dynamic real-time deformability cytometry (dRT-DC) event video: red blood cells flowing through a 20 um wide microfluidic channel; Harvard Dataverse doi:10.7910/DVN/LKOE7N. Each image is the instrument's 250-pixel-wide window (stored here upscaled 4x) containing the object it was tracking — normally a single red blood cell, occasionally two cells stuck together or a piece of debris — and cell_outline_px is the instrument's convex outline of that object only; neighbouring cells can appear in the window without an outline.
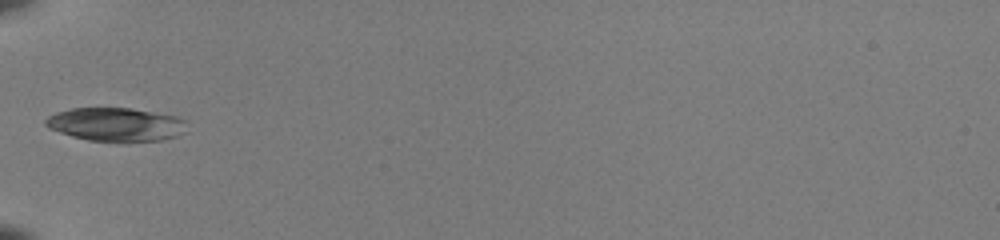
{"species": "common noctule bat (a hibernating species)", "species_latin": "Nyctalus noctula", "temperature_condition": "room temperature", "stored_images_in_passage": 7, "camera_frame_rate_fps": 3000, "um_per_image_px": 0.085, "animal": {"sex": "female", "body_mass_g": 22.0, "forearm_length_mm": 56.7}, "frame": {"image": 1, "passage_image": 1, "time_ms": 0.0, "image_size_px": [1000, 240], "cell_outline_px": [[188, 120], [184, 132], [176, 136], [160, 140], [88, 140], [72, 136], [48, 128], [44, 124], [44, 120], [48, 116], [56, 112], [72, 108], [132, 108], [176, 116]], "centroid_in_image_um": [9.84, 10.55], "position_along_channel_um": 75.2, "area_um2": 27.28}}